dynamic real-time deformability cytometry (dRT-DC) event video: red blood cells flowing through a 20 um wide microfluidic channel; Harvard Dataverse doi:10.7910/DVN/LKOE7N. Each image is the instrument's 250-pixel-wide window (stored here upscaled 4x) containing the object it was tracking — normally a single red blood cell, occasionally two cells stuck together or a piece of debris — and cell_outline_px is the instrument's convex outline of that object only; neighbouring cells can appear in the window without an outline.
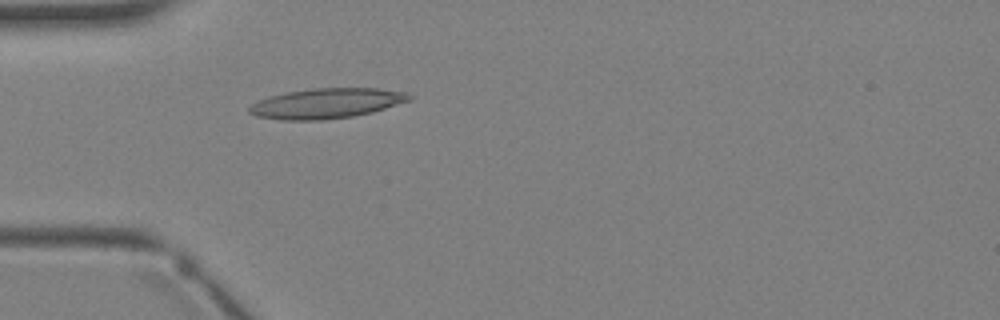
{"species": "Egyptian fruit bat (a non-hibernating species)", "species_latin": "Rousettus aegyptiacus", "temperature_condition": "warm", "stored_images_in_passage": 1, "camera_frame_rate_fps": 3000, "um_per_image_px": 0.085, "animal": {"sex": "female"}, "frame": {"image": 1, "passage_image": 1, "time_ms": 0.0, "image_size_px": [1000, 320], "cell_outline_px": [[412, 100], [372, 112], [352, 116], [324, 120], [280, 120], [256, 116], [248, 112], [248, 108], [252, 104], [268, 96], [288, 92], [312, 88], [376, 88], [408, 92], [412, 96]], "centroid_in_image_um": [27.77, 8.78], "position_along_channel_um": 57.2, "area_um2": 28.15}}